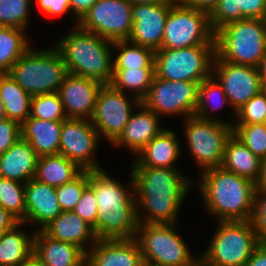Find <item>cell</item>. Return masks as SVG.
Instances as JSON below:
<instances>
[{
	"mask_svg": "<svg viewBox=\"0 0 266 266\" xmlns=\"http://www.w3.org/2000/svg\"><path fill=\"white\" fill-rule=\"evenodd\" d=\"M201 266H245L260 244L250 221H219Z\"/></svg>",
	"mask_w": 266,
	"mask_h": 266,
	"instance_id": "cell-8",
	"label": "cell"
},
{
	"mask_svg": "<svg viewBox=\"0 0 266 266\" xmlns=\"http://www.w3.org/2000/svg\"><path fill=\"white\" fill-rule=\"evenodd\" d=\"M228 99L223 90L222 85L212 75L203 80L198 87V102L194 116L205 120H215L212 118L211 112L213 109H219L223 103H227ZM211 107V110H209Z\"/></svg>",
	"mask_w": 266,
	"mask_h": 266,
	"instance_id": "cell-35",
	"label": "cell"
},
{
	"mask_svg": "<svg viewBox=\"0 0 266 266\" xmlns=\"http://www.w3.org/2000/svg\"><path fill=\"white\" fill-rule=\"evenodd\" d=\"M132 6L136 4L176 5L179 0H127Z\"/></svg>",
	"mask_w": 266,
	"mask_h": 266,
	"instance_id": "cell-50",
	"label": "cell"
},
{
	"mask_svg": "<svg viewBox=\"0 0 266 266\" xmlns=\"http://www.w3.org/2000/svg\"><path fill=\"white\" fill-rule=\"evenodd\" d=\"M83 169L61 154L38 158L34 179L58 187L76 178Z\"/></svg>",
	"mask_w": 266,
	"mask_h": 266,
	"instance_id": "cell-29",
	"label": "cell"
},
{
	"mask_svg": "<svg viewBox=\"0 0 266 266\" xmlns=\"http://www.w3.org/2000/svg\"><path fill=\"white\" fill-rule=\"evenodd\" d=\"M21 138V124L5 119L0 122V154L5 153Z\"/></svg>",
	"mask_w": 266,
	"mask_h": 266,
	"instance_id": "cell-44",
	"label": "cell"
},
{
	"mask_svg": "<svg viewBox=\"0 0 266 266\" xmlns=\"http://www.w3.org/2000/svg\"><path fill=\"white\" fill-rule=\"evenodd\" d=\"M0 97L2 98L7 119L22 124L30 117L31 98L9 73L0 74Z\"/></svg>",
	"mask_w": 266,
	"mask_h": 266,
	"instance_id": "cell-30",
	"label": "cell"
},
{
	"mask_svg": "<svg viewBox=\"0 0 266 266\" xmlns=\"http://www.w3.org/2000/svg\"><path fill=\"white\" fill-rule=\"evenodd\" d=\"M20 266H45L43 262L32 252Z\"/></svg>",
	"mask_w": 266,
	"mask_h": 266,
	"instance_id": "cell-52",
	"label": "cell"
},
{
	"mask_svg": "<svg viewBox=\"0 0 266 266\" xmlns=\"http://www.w3.org/2000/svg\"><path fill=\"white\" fill-rule=\"evenodd\" d=\"M185 136L195 162L201 172L221 167L227 140L233 134V123L205 120L191 116L184 121Z\"/></svg>",
	"mask_w": 266,
	"mask_h": 266,
	"instance_id": "cell-10",
	"label": "cell"
},
{
	"mask_svg": "<svg viewBox=\"0 0 266 266\" xmlns=\"http://www.w3.org/2000/svg\"><path fill=\"white\" fill-rule=\"evenodd\" d=\"M33 253L45 266H75L86 256L77 245L55 240L42 230L33 234Z\"/></svg>",
	"mask_w": 266,
	"mask_h": 266,
	"instance_id": "cell-24",
	"label": "cell"
},
{
	"mask_svg": "<svg viewBox=\"0 0 266 266\" xmlns=\"http://www.w3.org/2000/svg\"><path fill=\"white\" fill-rule=\"evenodd\" d=\"M173 5L136 4L132 8L129 42L154 51L161 48L168 13Z\"/></svg>",
	"mask_w": 266,
	"mask_h": 266,
	"instance_id": "cell-18",
	"label": "cell"
},
{
	"mask_svg": "<svg viewBox=\"0 0 266 266\" xmlns=\"http://www.w3.org/2000/svg\"><path fill=\"white\" fill-rule=\"evenodd\" d=\"M209 16L214 32L234 21L266 19V0H219Z\"/></svg>",
	"mask_w": 266,
	"mask_h": 266,
	"instance_id": "cell-27",
	"label": "cell"
},
{
	"mask_svg": "<svg viewBox=\"0 0 266 266\" xmlns=\"http://www.w3.org/2000/svg\"><path fill=\"white\" fill-rule=\"evenodd\" d=\"M37 1L43 13L48 14L50 16H59L71 10L70 0H37Z\"/></svg>",
	"mask_w": 266,
	"mask_h": 266,
	"instance_id": "cell-45",
	"label": "cell"
},
{
	"mask_svg": "<svg viewBox=\"0 0 266 266\" xmlns=\"http://www.w3.org/2000/svg\"><path fill=\"white\" fill-rule=\"evenodd\" d=\"M200 45H215V32L209 13L173 5L166 20L160 49H180Z\"/></svg>",
	"mask_w": 266,
	"mask_h": 266,
	"instance_id": "cell-11",
	"label": "cell"
},
{
	"mask_svg": "<svg viewBox=\"0 0 266 266\" xmlns=\"http://www.w3.org/2000/svg\"><path fill=\"white\" fill-rule=\"evenodd\" d=\"M98 0H70V7L76 17V21L82 18Z\"/></svg>",
	"mask_w": 266,
	"mask_h": 266,
	"instance_id": "cell-47",
	"label": "cell"
},
{
	"mask_svg": "<svg viewBox=\"0 0 266 266\" xmlns=\"http://www.w3.org/2000/svg\"><path fill=\"white\" fill-rule=\"evenodd\" d=\"M32 0H0V26L26 29Z\"/></svg>",
	"mask_w": 266,
	"mask_h": 266,
	"instance_id": "cell-39",
	"label": "cell"
},
{
	"mask_svg": "<svg viewBox=\"0 0 266 266\" xmlns=\"http://www.w3.org/2000/svg\"><path fill=\"white\" fill-rule=\"evenodd\" d=\"M62 122L28 117L21 124V138L39 157L59 154Z\"/></svg>",
	"mask_w": 266,
	"mask_h": 266,
	"instance_id": "cell-25",
	"label": "cell"
},
{
	"mask_svg": "<svg viewBox=\"0 0 266 266\" xmlns=\"http://www.w3.org/2000/svg\"><path fill=\"white\" fill-rule=\"evenodd\" d=\"M5 119H7V116H6V112H5L2 98L0 97V122L4 121Z\"/></svg>",
	"mask_w": 266,
	"mask_h": 266,
	"instance_id": "cell-54",
	"label": "cell"
},
{
	"mask_svg": "<svg viewBox=\"0 0 266 266\" xmlns=\"http://www.w3.org/2000/svg\"><path fill=\"white\" fill-rule=\"evenodd\" d=\"M20 221L0 206V238L6 230L13 228Z\"/></svg>",
	"mask_w": 266,
	"mask_h": 266,
	"instance_id": "cell-49",
	"label": "cell"
},
{
	"mask_svg": "<svg viewBox=\"0 0 266 266\" xmlns=\"http://www.w3.org/2000/svg\"><path fill=\"white\" fill-rule=\"evenodd\" d=\"M198 82L163 80L154 75L141 103L161 115L194 116L198 102Z\"/></svg>",
	"mask_w": 266,
	"mask_h": 266,
	"instance_id": "cell-12",
	"label": "cell"
},
{
	"mask_svg": "<svg viewBox=\"0 0 266 266\" xmlns=\"http://www.w3.org/2000/svg\"><path fill=\"white\" fill-rule=\"evenodd\" d=\"M25 223H37L42 230L61 212L56 195V187L32 178L25 183Z\"/></svg>",
	"mask_w": 266,
	"mask_h": 266,
	"instance_id": "cell-20",
	"label": "cell"
},
{
	"mask_svg": "<svg viewBox=\"0 0 266 266\" xmlns=\"http://www.w3.org/2000/svg\"><path fill=\"white\" fill-rule=\"evenodd\" d=\"M258 70L261 78H266V52L263 58L261 59V62L258 66Z\"/></svg>",
	"mask_w": 266,
	"mask_h": 266,
	"instance_id": "cell-53",
	"label": "cell"
},
{
	"mask_svg": "<svg viewBox=\"0 0 266 266\" xmlns=\"http://www.w3.org/2000/svg\"><path fill=\"white\" fill-rule=\"evenodd\" d=\"M212 73L222 85L234 113L261 91V76L253 66L233 64L216 55Z\"/></svg>",
	"mask_w": 266,
	"mask_h": 266,
	"instance_id": "cell-16",
	"label": "cell"
},
{
	"mask_svg": "<svg viewBox=\"0 0 266 266\" xmlns=\"http://www.w3.org/2000/svg\"><path fill=\"white\" fill-rule=\"evenodd\" d=\"M132 100L126 97V92L118 91L110 84H104L98 93L91 123L111 145L123 132L133 113V105L136 108L141 104L136 97Z\"/></svg>",
	"mask_w": 266,
	"mask_h": 266,
	"instance_id": "cell-14",
	"label": "cell"
},
{
	"mask_svg": "<svg viewBox=\"0 0 266 266\" xmlns=\"http://www.w3.org/2000/svg\"><path fill=\"white\" fill-rule=\"evenodd\" d=\"M180 151V143L175 132L164 129L137 154L133 166L175 168L174 164L180 157Z\"/></svg>",
	"mask_w": 266,
	"mask_h": 266,
	"instance_id": "cell-26",
	"label": "cell"
},
{
	"mask_svg": "<svg viewBox=\"0 0 266 266\" xmlns=\"http://www.w3.org/2000/svg\"><path fill=\"white\" fill-rule=\"evenodd\" d=\"M245 266H266V244H259Z\"/></svg>",
	"mask_w": 266,
	"mask_h": 266,
	"instance_id": "cell-48",
	"label": "cell"
},
{
	"mask_svg": "<svg viewBox=\"0 0 266 266\" xmlns=\"http://www.w3.org/2000/svg\"><path fill=\"white\" fill-rule=\"evenodd\" d=\"M137 108H141V110L132 113L123 132L112 143L114 146L123 144L134 154H138L155 136L164 130V128H160L158 115L142 103Z\"/></svg>",
	"mask_w": 266,
	"mask_h": 266,
	"instance_id": "cell-21",
	"label": "cell"
},
{
	"mask_svg": "<svg viewBox=\"0 0 266 266\" xmlns=\"http://www.w3.org/2000/svg\"><path fill=\"white\" fill-rule=\"evenodd\" d=\"M154 75V68L113 69L110 85L122 92L133 90L136 92L133 97L141 101L150 89Z\"/></svg>",
	"mask_w": 266,
	"mask_h": 266,
	"instance_id": "cell-33",
	"label": "cell"
},
{
	"mask_svg": "<svg viewBox=\"0 0 266 266\" xmlns=\"http://www.w3.org/2000/svg\"><path fill=\"white\" fill-rule=\"evenodd\" d=\"M216 45L155 51V76L163 80L198 82L212 76Z\"/></svg>",
	"mask_w": 266,
	"mask_h": 266,
	"instance_id": "cell-9",
	"label": "cell"
},
{
	"mask_svg": "<svg viewBox=\"0 0 266 266\" xmlns=\"http://www.w3.org/2000/svg\"><path fill=\"white\" fill-rule=\"evenodd\" d=\"M216 55L224 61L258 68L266 52V19L246 18L215 32Z\"/></svg>",
	"mask_w": 266,
	"mask_h": 266,
	"instance_id": "cell-5",
	"label": "cell"
},
{
	"mask_svg": "<svg viewBox=\"0 0 266 266\" xmlns=\"http://www.w3.org/2000/svg\"><path fill=\"white\" fill-rule=\"evenodd\" d=\"M0 206L25 223V184L0 177Z\"/></svg>",
	"mask_w": 266,
	"mask_h": 266,
	"instance_id": "cell-36",
	"label": "cell"
},
{
	"mask_svg": "<svg viewBox=\"0 0 266 266\" xmlns=\"http://www.w3.org/2000/svg\"><path fill=\"white\" fill-rule=\"evenodd\" d=\"M200 192L207 211L218 221H249L252 215L256 183L213 167L201 172Z\"/></svg>",
	"mask_w": 266,
	"mask_h": 266,
	"instance_id": "cell-3",
	"label": "cell"
},
{
	"mask_svg": "<svg viewBox=\"0 0 266 266\" xmlns=\"http://www.w3.org/2000/svg\"><path fill=\"white\" fill-rule=\"evenodd\" d=\"M235 124L266 123V96L260 91L248 100L236 113Z\"/></svg>",
	"mask_w": 266,
	"mask_h": 266,
	"instance_id": "cell-41",
	"label": "cell"
},
{
	"mask_svg": "<svg viewBox=\"0 0 266 266\" xmlns=\"http://www.w3.org/2000/svg\"><path fill=\"white\" fill-rule=\"evenodd\" d=\"M19 222L0 238V264L20 265L33 252V235L29 237ZM20 227V228H19Z\"/></svg>",
	"mask_w": 266,
	"mask_h": 266,
	"instance_id": "cell-31",
	"label": "cell"
},
{
	"mask_svg": "<svg viewBox=\"0 0 266 266\" xmlns=\"http://www.w3.org/2000/svg\"><path fill=\"white\" fill-rule=\"evenodd\" d=\"M132 8L127 0H98L78 21V26L110 41L128 40Z\"/></svg>",
	"mask_w": 266,
	"mask_h": 266,
	"instance_id": "cell-13",
	"label": "cell"
},
{
	"mask_svg": "<svg viewBox=\"0 0 266 266\" xmlns=\"http://www.w3.org/2000/svg\"><path fill=\"white\" fill-rule=\"evenodd\" d=\"M30 45L24 29L0 26V74L9 73Z\"/></svg>",
	"mask_w": 266,
	"mask_h": 266,
	"instance_id": "cell-32",
	"label": "cell"
},
{
	"mask_svg": "<svg viewBox=\"0 0 266 266\" xmlns=\"http://www.w3.org/2000/svg\"><path fill=\"white\" fill-rule=\"evenodd\" d=\"M257 189L266 192V157L261 161V172L256 182Z\"/></svg>",
	"mask_w": 266,
	"mask_h": 266,
	"instance_id": "cell-51",
	"label": "cell"
},
{
	"mask_svg": "<svg viewBox=\"0 0 266 266\" xmlns=\"http://www.w3.org/2000/svg\"><path fill=\"white\" fill-rule=\"evenodd\" d=\"M88 186V170H83L72 181L56 187V195L62 211H72Z\"/></svg>",
	"mask_w": 266,
	"mask_h": 266,
	"instance_id": "cell-40",
	"label": "cell"
},
{
	"mask_svg": "<svg viewBox=\"0 0 266 266\" xmlns=\"http://www.w3.org/2000/svg\"><path fill=\"white\" fill-rule=\"evenodd\" d=\"M253 231L259 243L266 244V192L256 189L250 218Z\"/></svg>",
	"mask_w": 266,
	"mask_h": 266,
	"instance_id": "cell-42",
	"label": "cell"
},
{
	"mask_svg": "<svg viewBox=\"0 0 266 266\" xmlns=\"http://www.w3.org/2000/svg\"><path fill=\"white\" fill-rule=\"evenodd\" d=\"M261 91L266 96V78H261Z\"/></svg>",
	"mask_w": 266,
	"mask_h": 266,
	"instance_id": "cell-55",
	"label": "cell"
},
{
	"mask_svg": "<svg viewBox=\"0 0 266 266\" xmlns=\"http://www.w3.org/2000/svg\"><path fill=\"white\" fill-rule=\"evenodd\" d=\"M72 211L92 227L96 224L98 205L94 190L89 185L84 189L81 199Z\"/></svg>",
	"mask_w": 266,
	"mask_h": 266,
	"instance_id": "cell-43",
	"label": "cell"
},
{
	"mask_svg": "<svg viewBox=\"0 0 266 266\" xmlns=\"http://www.w3.org/2000/svg\"><path fill=\"white\" fill-rule=\"evenodd\" d=\"M134 193L139 223L173 224L189 192L190 179L178 168L132 166ZM146 211L142 217L140 209Z\"/></svg>",
	"mask_w": 266,
	"mask_h": 266,
	"instance_id": "cell-1",
	"label": "cell"
},
{
	"mask_svg": "<svg viewBox=\"0 0 266 266\" xmlns=\"http://www.w3.org/2000/svg\"><path fill=\"white\" fill-rule=\"evenodd\" d=\"M9 74L29 95L58 92L69 74L56 47L29 48L12 66Z\"/></svg>",
	"mask_w": 266,
	"mask_h": 266,
	"instance_id": "cell-6",
	"label": "cell"
},
{
	"mask_svg": "<svg viewBox=\"0 0 266 266\" xmlns=\"http://www.w3.org/2000/svg\"><path fill=\"white\" fill-rule=\"evenodd\" d=\"M86 252L90 266H143L137 241L133 239H98Z\"/></svg>",
	"mask_w": 266,
	"mask_h": 266,
	"instance_id": "cell-19",
	"label": "cell"
},
{
	"mask_svg": "<svg viewBox=\"0 0 266 266\" xmlns=\"http://www.w3.org/2000/svg\"><path fill=\"white\" fill-rule=\"evenodd\" d=\"M42 231L55 240L77 245L85 253L87 242L93 246L98 240L92 226L73 211H62Z\"/></svg>",
	"mask_w": 266,
	"mask_h": 266,
	"instance_id": "cell-22",
	"label": "cell"
},
{
	"mask_svg": "<svg viewBox=\"0 0 266 266\" xmlns=\"http://www.w3.org/2000/svg\"><path fill=\"white\" fill-rule=\"evenodd\" d=\"M176 223H139L134 239L137 241L144 264L149 266H198L187 244L177 234Z\"/></svg>",
	"mask_w": 266,
	"mask_h": 266,
	"instance_id": "cell-7",
	"label": "cell"
},
{
	"mask_svg": "<svg viewBox=\"0 0 266 266\" xmlns=\"http://www.w3.org/2000/svg\"><path fill=\"white\" fill-rule=\"evenodd\" d=\"M261 161L232 134L226 142L221 167L256 183L261 172Z\"/></svg>",
	"mask_w": 266,
	"mask_h": 266,
	"instance_id": "cell-28",
	"label": "cell"
},
{
	"mask_svg": "<svg viewBox=\"0 0 266 266\" xmlns=\"http://www.w3.org/2000/svg\"><path fill=\"white\" fill-rule=\"evenodd\" d=\"M219 0H179L182 5L211 13Z\"/></svg>",
	"mask_w": 266,
	"mask_h": 266,
	"instance_id": "cell-46",
	"label": "cell"
},
{
	"mask_svg": "<svg viewBox=\"0 0 266 266\" xmlns=\"http://www.w3.org/2000/svg\"><path fill=\"white\" fill-rule=\"evenodd\" d=\"M38 158L29 142L20 138L0 154V177L25 184L34 178Z\"/></svg>",
	"mask_w": 266,
	"mask_h": 266,
	"instance_id": "cell-23",
	"label": "cell"
},
{
	"mask_svg": "<svg viewBox=\"0 0 266 266\" xmlns=\"http://www.w3.org/2000/svg\"><path fill=\"white\" fill-rule=\"evenodd\" d=\"M0 266H20V265H8V264H0Z\"/></svg>",
	"mask_w": 266,
	"mask_h": 266,
	"instance_id": "cell-57",
	"label": "cell"
},
{
	"mask_svg": "<svg viewBox=\"0 0 266 266\" xmlns=\"http://www.w3.org/2000/svg\"><path fill=\"white\" fill-rule=\"evenodd\" d=\"M233 135L261 160L266 157V123L233 125Z\"/></svg>",
	"mask_w": 266,
	"mask_h": 266,
	"instance_id": "cell-38",
	"label": "cell"
},
{
	"mask_svg": "<svg viewBox=\"0 0 266 266\" xmlns=\"http://www.w3.org/2000/svg\"><path fill=\"white\" fill-rule=\"evenodd\" d=\"M130 179L131 187L127 189L104 169L88 170V185L94 190L98 205L97 221L92 227L97 239L135 237L139 222L132 175Z\"/></svg>",
	"mask_w": 266,
	"mask_h": 266,
	"instance_id": "cell-2",
	"label": "cell"
},
{
	"mask_svg": "<svg viewBox=\"0 0 266 266\" xmlns=\"http://www.w3.org/2000/svg\"><path fill=\"white\" fill-rule=\"evenodd\" d=\"M113 46L120 51L113 61V69L154 68L155 51L153 49L128 40L113 41Z\"/></svg>",
	"mask_w": 266,
	"mask_h": 266,
	"instance_id": "cell-34",
	"label": "cell"
},
{
	"mask_svg": "<svg viewBox=\"0 0 266 266\" xmlns=\"http://www.w3.org/2000/svg\"><path fill=\"white\" fill-rule=\"evenodd\" d=\"M100 138L91 120L67 118L62 122L59 154L83 170H101L93 157Z\"/></svg>",
	"mask_w": 266,
	"mask_h": 266,
	"instance_id": "cell-15",
	"label": "cell"
},
{
	"mask_svg": "<svg viewBox=\"0 0 266 266\" xmlns=\"http://www.w3.org/2000/svg\"><path fill=\"white\" fill-rule=\"evenodd\" d=\"M113 42L85 31L78 25L55 47L61 53L68 72L110 84L113 77Z\"/></svg>",
	"mask_w": 266,
	"mask_h": 266,
	"instance_id": "cell-4",
	"label": "cell"
},
{
	"mask_svg": "<svg viewBox=\"0 0 266 266\" xmlns=\"http://www.w3.org/2000/svg\"><path fill=\"white\" fill-rule=\"evenodd\" d=\"M30 117L48 121L67 119L58 92L32 96Z\"/></svg>",
	"mask_w": 266,
	"mask_h": 266,
	"instance_id": "cell-37",
	"label": "cell"
},
{
	"mask_svg": "<svg viewBox=\"0 0 266 266\" xmlns=\"http://www.w3.org/2000/svg\"><path fill=\"white\" fill-rule=\"evenodd\" d=\"M75 266H90L86 256Z\"/></svg>",
	"mask_w": 266,
	"mask_h": 266,
	"instance_id": "cell-56",
	"label": "cell"
},
{
	"mask_svg": "<svg viewBox=\"0 0 266 266\" xmlns=\"http://www.w3.org/2000/svg\"><path fill=\"white\" fill-rule=\"evenodd\" d=\"M103 85L98 80L69 73L58 90L67 118L91 120Z\"/></svg>",
	"mask_w": 266,
	"mask_h": 266,
	"instance_id": "cell-17",
	"label": "cell"
}]
</instances>
